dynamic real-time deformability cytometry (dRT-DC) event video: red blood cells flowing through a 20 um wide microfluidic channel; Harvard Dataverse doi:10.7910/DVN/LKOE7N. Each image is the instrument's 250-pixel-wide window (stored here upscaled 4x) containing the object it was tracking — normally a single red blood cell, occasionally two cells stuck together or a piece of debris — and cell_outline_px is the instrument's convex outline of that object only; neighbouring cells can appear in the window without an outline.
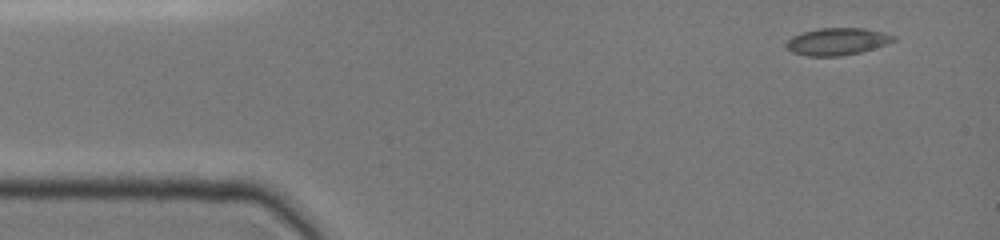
{"species": "common noctule bat (a hibernating species)", "species_latin": "Nyctalus noctula", "temperature_condition": "cold", "stored_images_in_passage": 3, "camera_frame_rate_fps": 3000, "um_per_image_px": 0.085, "animal": {"sex": "female", "body_mass_g": 19.0, "forearm_length_mm": 51.5}, "frame": {"image": 1, "passage_image": 1, "time_ms": 0.0, "image_size_px": [1000, 240], "cell_outline_px": [[896, 40], [860, 52], [840, 56], [808, 56], [792, 52], [784, 44], [792, 36], [804, 32], [820, 28], [864, 28], [884, 32], [896, 36]], "centroid_in_image_um": [71.15, 3.52], "position_along_channel_um": 13.8, "area_um2": 16.82}}